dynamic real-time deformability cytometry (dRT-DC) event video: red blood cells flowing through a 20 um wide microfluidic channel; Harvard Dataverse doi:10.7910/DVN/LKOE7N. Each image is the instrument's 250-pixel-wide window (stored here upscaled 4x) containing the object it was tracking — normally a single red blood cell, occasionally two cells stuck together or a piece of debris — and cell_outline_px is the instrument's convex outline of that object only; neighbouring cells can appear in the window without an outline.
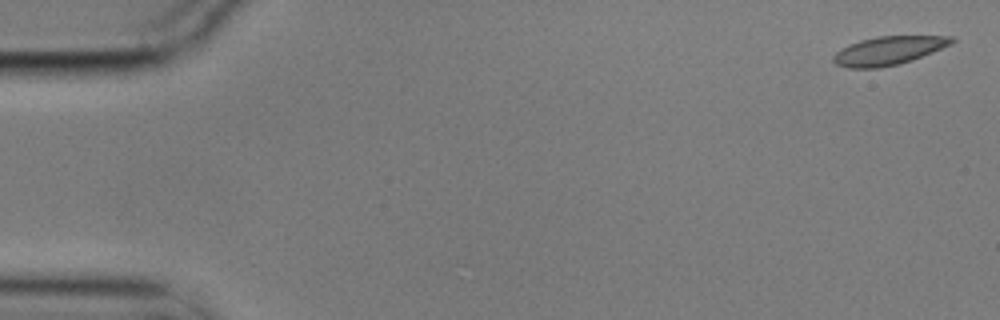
{"species": "common noctule bat (a hibernating species)", "species_latin": "Nyctalus noctula", "temperature_condition": "cold", "stored_images_in_passage": 5, "camera_frame_rate_fps": 3000, "um_per_image_px": 0.085, "animal": {"sex": "male", "body_mass_g": 17.9}, "frame": {"image": 1, "passage_image": 1, "time_ms": 0.0, "image_size_px": [1000, 320], "cell_outline_px": [[956, 40], [952, 44], [912, 60], [900, 64], [880, 68], [848, 68], [836, 64], [832, 60], [832, 56], [840, 48], [860, 40], [876, 36], [956, 36]], "centroid_in_image_um": [75.52, 4.3], "position_along_channel_um": 9.5, "area_um2": 19.83}}
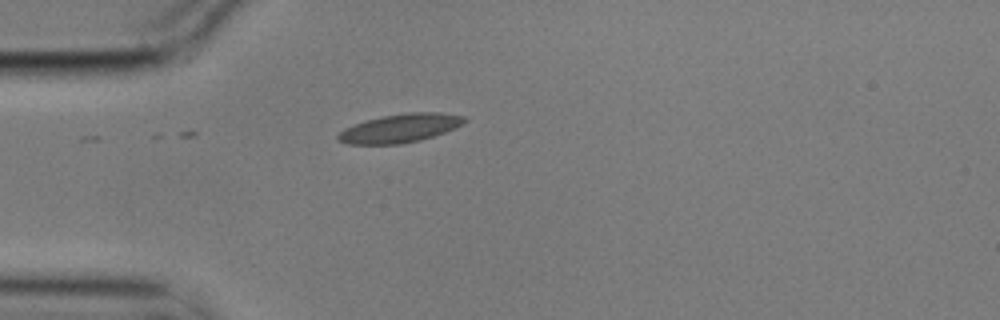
{"frame": {"image": 2, "passage_image": 5, "time_ms": 1.333, "image_size_px": [1000, 320], "cell_outline_px": [[468, 120], [456, 128], [420, 140], [400, 144], [348, 144], [336, 140], [336, 136], [344, 128], [368, 120], [384, 116], [408, 112], [440, 112], [464, 116]], "centroid_in_image_um": [34.02, 10.9], "position_along_channel_um": 51.0, "area_um2": 20.92}}